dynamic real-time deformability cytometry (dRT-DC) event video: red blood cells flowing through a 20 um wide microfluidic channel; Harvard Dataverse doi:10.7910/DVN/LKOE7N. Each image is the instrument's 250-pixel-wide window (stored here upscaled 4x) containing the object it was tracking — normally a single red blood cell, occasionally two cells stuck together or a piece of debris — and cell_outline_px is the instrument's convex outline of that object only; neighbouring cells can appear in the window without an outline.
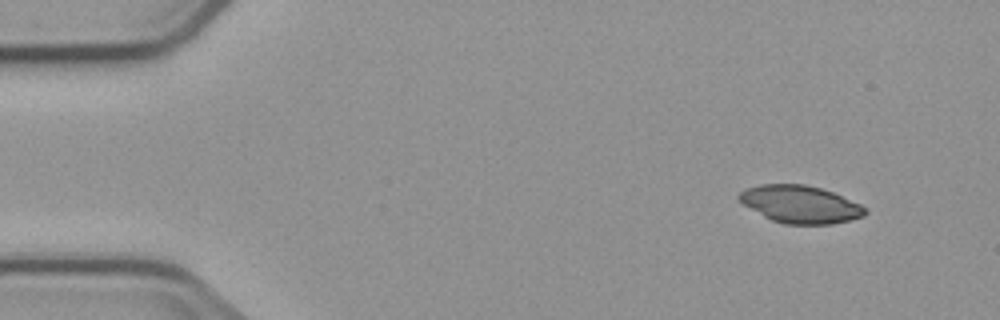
{"species": "common noctule bat (a hibernating species)", "species_latin": "Nyctalus noctula", "temperature_condition": "cold", "stored_images_in_passage": 3, "camera_frame_rate_fps": 3000, "um_per_image_px": 0.085, "animal": {"sex": "male", "body_mass_g": 23.1, "forearm_length_mm": 52.7}, "frame": {"image": 1, "passage_image": 1, "time_ms": 0.0, "image_size_px": [1000, 320], "cell_outline_px": [[868, 212], [864, 216], [832, 224], [784, 224], [772, 220], [764, 216], [744, 204], [736, 196], [740, 192], [748, 188], [760, 184], [804, 184], [820, 188], [832, 192], [860, 204]], "centroid_in_image_um": [68.02, 17.36], "position_along_channel_um": 17.0, "area_um2": 27.22}}